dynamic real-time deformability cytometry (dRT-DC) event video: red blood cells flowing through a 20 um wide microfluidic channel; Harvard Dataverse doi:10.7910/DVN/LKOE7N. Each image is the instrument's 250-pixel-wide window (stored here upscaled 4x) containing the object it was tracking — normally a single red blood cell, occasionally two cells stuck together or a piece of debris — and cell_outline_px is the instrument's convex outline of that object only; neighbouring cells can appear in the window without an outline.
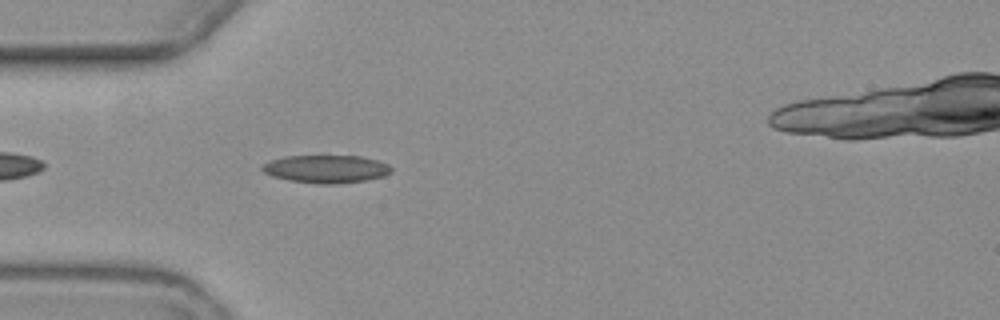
{"species": "common noctule bat (a hibernating species)", "species_latin": "Nyctalus noctula", "temperature_condition": "warm", "stored_images_in_passage": 4, "camera_frame_rate_fps": 3000, "um_per_image_px": 0.085, "animal": {"sex": "female", "body_mass_g": 19.3, "forearm_length_mm": 54.1}, "frame": {"image": 1, "passage_image": 4, "time_ms": 3.667, "image_size_px": [1000, 320], "cell_outline_px": [[392, 172], [384, 176], [364, 180], [340, 184], [316, 184], [288, 180], [272, 176], [264, 172], [260, 168], [264, 164], [272, 160], [284, 156], [360, 156], [376, 160], [388, 164], [392, 168]], "centroid_in_image_um": [27.73, 14.37], "position_along_channel_um": 57.3, "area_um2": 20.98}}